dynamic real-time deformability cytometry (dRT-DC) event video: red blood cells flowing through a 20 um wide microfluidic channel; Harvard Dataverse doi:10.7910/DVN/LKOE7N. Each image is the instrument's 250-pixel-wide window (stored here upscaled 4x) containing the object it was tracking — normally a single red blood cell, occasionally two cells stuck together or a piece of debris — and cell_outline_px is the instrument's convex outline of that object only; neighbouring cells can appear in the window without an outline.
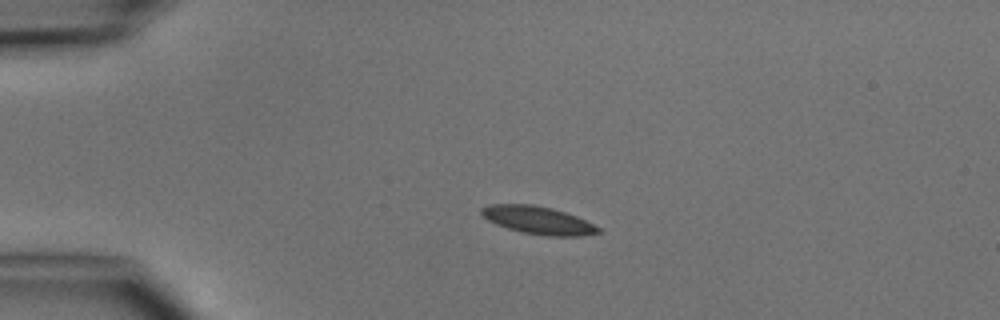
{"species": "common noctule bat (a hibernating species)", "species_latin": "Nyctalus noctula", "temperature_condition": "cold", "stored_images_in_passage": 5, "camera_frame_rate_fps": 3000, "um_per_image_px": 0.085, "animal": {"sex": "male", "body_mass_g": 15.6}, "frame": {"image": 1, "passage_image": 3, "time_ms": 3.333, "image_size_px": [1000, 320], "cell_outline_px": [[600, 232], [580, 236], [548, 236], [524, 232], [508, 228], [496, 224], [488, 220], [480, 212], [480, 208], [488, 204], [532, 204], [552, 208], [576, 216], [600, 228]], "centroid_in_image_um": [45.7, 18.71], "position_along_channel_um": 39.3, "area_um2": 18.67}}